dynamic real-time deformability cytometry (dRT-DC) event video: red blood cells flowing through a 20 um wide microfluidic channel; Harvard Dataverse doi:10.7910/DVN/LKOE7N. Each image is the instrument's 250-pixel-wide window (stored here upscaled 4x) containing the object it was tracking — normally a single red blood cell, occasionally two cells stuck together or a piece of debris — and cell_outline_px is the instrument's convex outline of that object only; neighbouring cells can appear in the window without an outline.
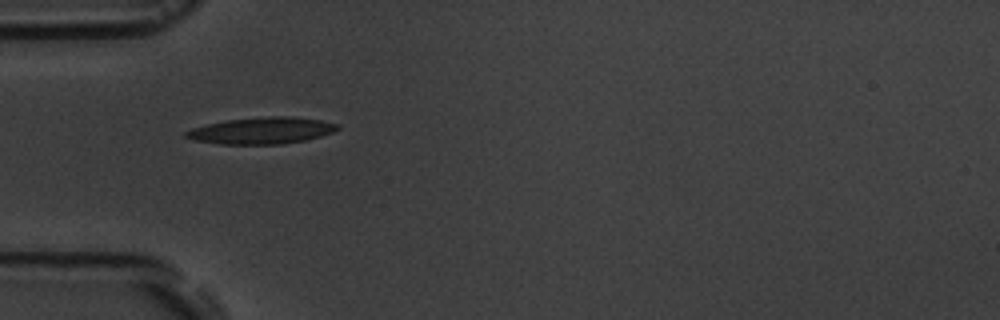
{"species": "common noctule bat (a hibernating species)", "species_latin": "Nyctalus noctula", "temperature_condition": "room temperature", "stored_images_in_passage": 2, "camera_frame_rate_fps": 3000, "um_per_image_px": 0.085, "animal": {"sex": "male", "body_mass_g": 19.5, "forearm_length_mm": 54.6}, "frame": {"image": 1, "passage_image": 1, "time_ms": 0.0, "image_size_px": [1000, 320], "cell_outline_px": [[340, 128], [332, 132], [308, 140], [280, 144], [220, 144], [192, 140], [184, 136], [184, 132], [192, 128], [204, 124], [228, 120], [268, 116], [292, 116], [320, 120], [340, 124]], "centroid_in_image_um": [22.23, 11.1], "position_along_channel_um": 62.8, "area_um2": 23.64}}
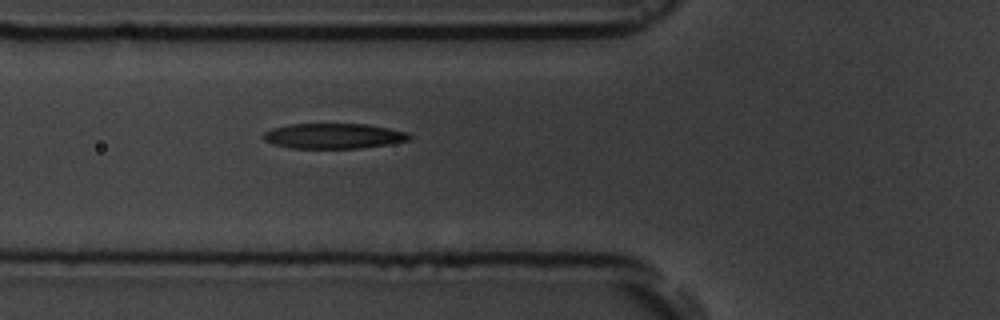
{"frame": {"image": 2, "passage_image": 2, "time_ms": 1.0, "image_size_px": [1000, 320], "cell_outline_px": [[412, 136], [408, 140], [388, 144], [360, 148], [288, 148], [272, 144], [264, 140], [264, 132], [272, 128], [288, 124], [364, 124], [388, 128], [408, 132]], "centroid_in_image_um": [28.33, 11.56], "position_along_channel_um": 97.5, "area_um2": 21.44}}